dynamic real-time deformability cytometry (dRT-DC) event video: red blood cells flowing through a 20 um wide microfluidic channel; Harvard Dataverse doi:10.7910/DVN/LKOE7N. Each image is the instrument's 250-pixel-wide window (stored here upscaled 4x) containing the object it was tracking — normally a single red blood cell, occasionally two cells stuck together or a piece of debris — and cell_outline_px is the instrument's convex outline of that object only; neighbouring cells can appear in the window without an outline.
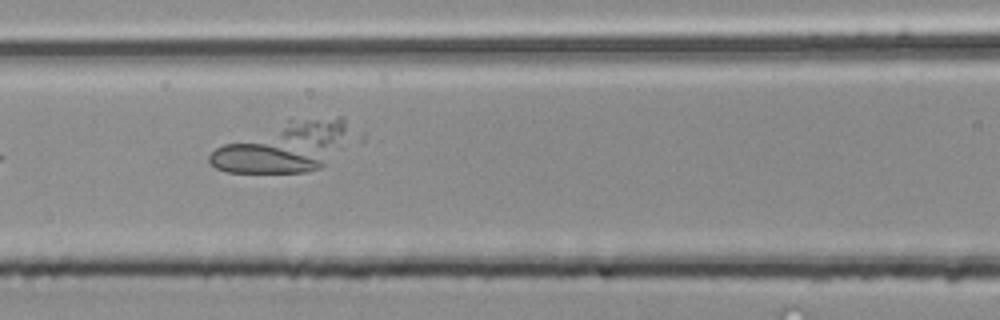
{"species": "common noctule bat (a hibernating species)", "species_latin": "Nyctalus noctula", "temperature_condition": "room temperature", "stored_images_in_passage": 4, "camera_frame_rate_fps": 3000, "um_per_image_px": 0.085, "animal": {"sex": "male", "body_mass_g": 20.4}, "frame": {"image": 1, "passage_image": 4, "time_ms": 1.0, "image_size_px": [1000, 320], "cell_outline_px": [[344, 128], [324, 164], [320, 168], [308, 172], [228, 172], [216, 168], [208, 160], [208, 156], [216, 148], [224, 144], [292, 116], [340, 116], [344, 120]], "centroid_in_image_um": [23.95, 12.46], "position_along_channel_um": 142.7, "area_um2": 39.54}}